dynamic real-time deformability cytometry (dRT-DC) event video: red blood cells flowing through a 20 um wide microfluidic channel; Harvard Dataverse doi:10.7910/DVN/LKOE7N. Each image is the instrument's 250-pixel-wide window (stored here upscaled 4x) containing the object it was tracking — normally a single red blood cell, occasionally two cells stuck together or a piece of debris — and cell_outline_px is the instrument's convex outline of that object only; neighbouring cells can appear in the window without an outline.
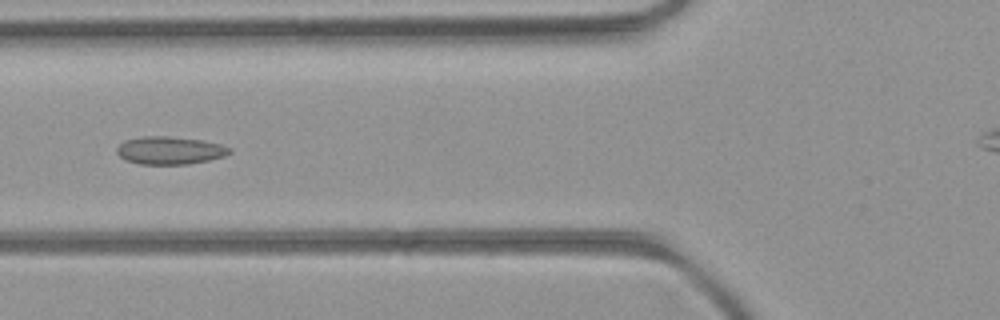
{"species": "common noctule bat (a hibernating species)", "species_latin": "Nyctalus noctula", "temperature_condition": "room temperature", "stored_images_in_passage": 44, "camera_frame_rate_fps": 3000, "um_per_image_px": 0.085, "animal": {"sex": "female", "body_mass_g": 21.9}, "frame": {"image": 1, "passage_image": 12, "time_ms": 3.667, "image_size_px": [1000, 320], "cell_outline_px": [[232, 152], [224, 156], [208, 160], [188, 164], [140, 164], [124, 160], [116, 152], [116, 148], [124, 140], [144, 136], [168, 136], [200, 140], [220, 144], [232, 148]], "centroid_in_image_um": [14.42, 12.78], "position_along_channel_um": 111.4, "area_um2": 18.26}}
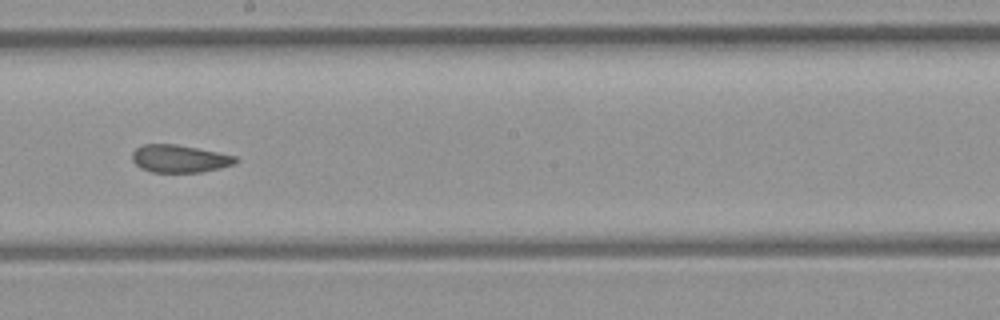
{"frame": {"image": 2, "passage_image": 21, "time_ms": 6.667, "image_size_px": [1000, 320], "cell_outline_px": [[240, 160], [236, 164], [220, 168], [200, 172], [152, 172], [140, 168], [132, 160], [132, 152], [136, 148], [144, 144], [176, 144], [236, 156]], "centroid_in_image_um": [15.27, 13.49], "position_along_channel_um": 232.9, "area_um2": 16.65}}
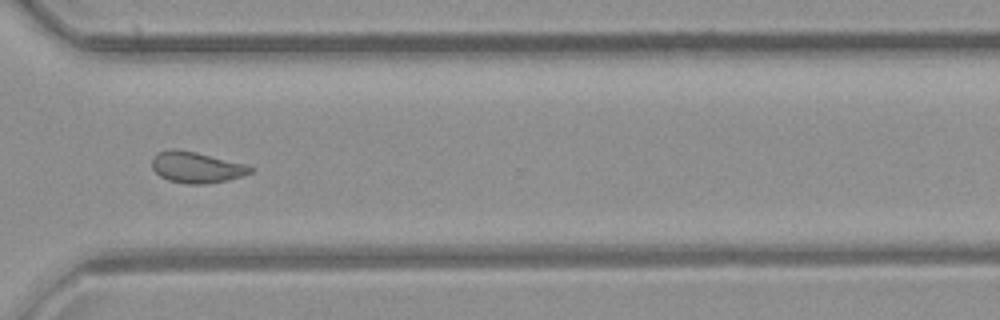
{"frame": {"image": 3, "passage_image": 30, "time_ms": 9.667, "image_size_px": [1000, 320], "cell_outline_px": [[252, 172], [228, 180], [204, 184], [188, 184], [168, 180], [160, 176], [152, 168], [152, 160], [156, 152], [172, 148], [176, 148], [196, 152], [248, 164], [252, 168]], "centroid_in_image_um": [16.68, 14.21], "position_along_channel_um": 353.9, "area_um2": 17.92}}